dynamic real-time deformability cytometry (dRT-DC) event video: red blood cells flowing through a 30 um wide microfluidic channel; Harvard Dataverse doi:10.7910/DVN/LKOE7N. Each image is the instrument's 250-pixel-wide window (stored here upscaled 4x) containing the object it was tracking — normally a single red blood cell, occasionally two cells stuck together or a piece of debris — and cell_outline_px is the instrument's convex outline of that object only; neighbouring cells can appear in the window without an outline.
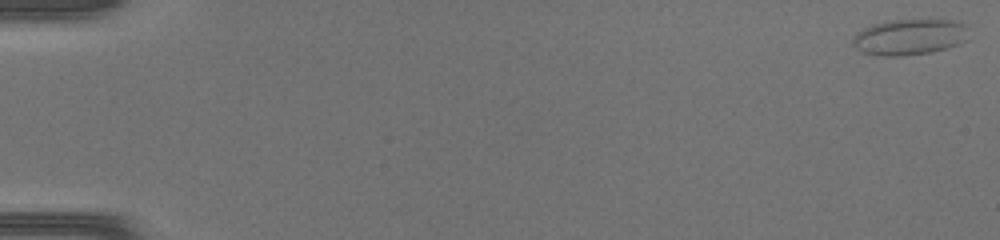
{"species": "common noctule bat (a hibernating species)", "species_latin": "Nyctalus noctula", "temperature_condition": "warm", "stored_images_in_passage": 48, "camera_frame_rate_fps": 3000, "um_per_image_px": 0.085, "animal": {"sex": "female", "body_mass_g": 17.0, "forearm_length_mm": 48.0}, "frame": {"image": 1, "passage_image": 1, "time_ms": 0.0, "image_size_px": [1000, 240], "cell_outline_px": [[968, 40], [960, 44], [928, 52], [900, 56], [884, 56], [864, 52], [856, 48], [852, 44], [852, 36], [856, 32], [872, 24], [888, 20], [952, 20], [964, 24]], "centroid_in_image_um": [77.26, 3.14], "position_along_channel_um": 7.7, "area_um2": 24.1}}
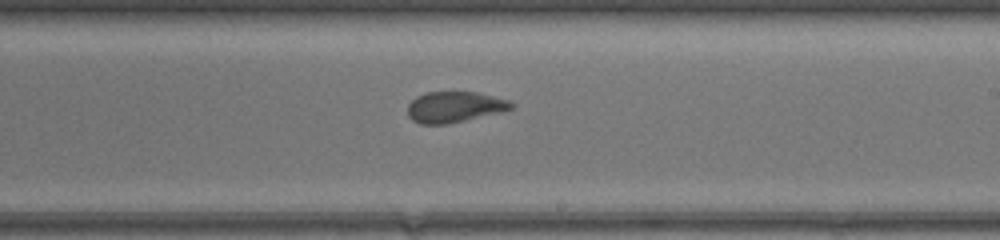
{"frame": {"image": 2, "passage_image": 30, "time_ms": 9.667, "image_size_px": [1000, 240], "cell_outline_px": [[516, 104], [512, 108], [504, 112], [448, 124], [420, 124], [412, 120], [408, 116], [408, 104], [416, 96], [424, 92], [476, 92], [508, 100]], "centroid_in_image_um": [38.64, 9.1], "position_along_channel_um": 250.4, "area_um2": 18.84}}
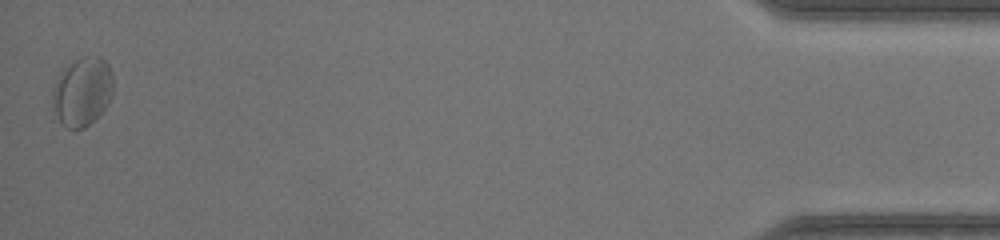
{"frame": {"image": 3, "passage_image": 48, "time_ms": 15.667, "image_size_px": [1000, 240], "cell_outline_px": [[112, 96], [108, 104], [84, 128], [68, 128], [60, 120], [56, 112], [52, 100], [52, 88], [60, 72], [64, 68], [80, 56], [100, 56], [108, 64], [112, 72]], "centroid_in_image_um": [7.0, 7.73], "position_along_channel_um": 428.2, "area_um2": 24.04}}